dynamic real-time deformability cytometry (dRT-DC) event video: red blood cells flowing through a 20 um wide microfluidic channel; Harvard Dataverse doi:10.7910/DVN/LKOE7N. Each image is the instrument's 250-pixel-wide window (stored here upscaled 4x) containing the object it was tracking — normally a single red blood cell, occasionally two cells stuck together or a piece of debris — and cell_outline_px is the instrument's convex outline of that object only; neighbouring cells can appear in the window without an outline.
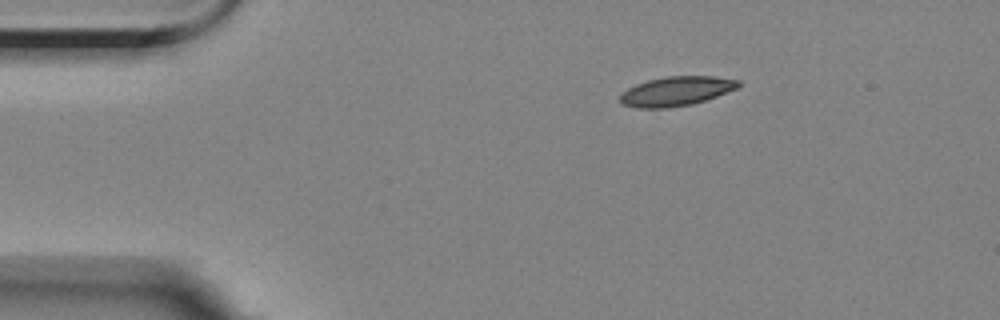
{"species": "Egyptian fruit bat (a non-hibernating species)", "species_latin": "Rousettus aegyptiacus", "temperature_condition": "room temperature", "stored_images_in_passage": 3, "camera_frame_rate_fps": 3000, "um_per_image_px": 0.085, "animal": {"sex": "female"}, "frame": {"image": 1, "passage_image": 1, "time_ms": 0.0, "image_size_px": [1000, 320], "cell_outline_px": [[740, 84], [736, 88], [716, 96], [692, 104], [664, 108], [636, 108], [620, 104], [620, 96], [628, 88], [636, 84], [648, 80], [664, 76], [716, 76], [740, 80]], "centroid_in_image_um": [57.46, 7.74], "position_along_channel_um": 27.5, "area_um2": 20.17}}